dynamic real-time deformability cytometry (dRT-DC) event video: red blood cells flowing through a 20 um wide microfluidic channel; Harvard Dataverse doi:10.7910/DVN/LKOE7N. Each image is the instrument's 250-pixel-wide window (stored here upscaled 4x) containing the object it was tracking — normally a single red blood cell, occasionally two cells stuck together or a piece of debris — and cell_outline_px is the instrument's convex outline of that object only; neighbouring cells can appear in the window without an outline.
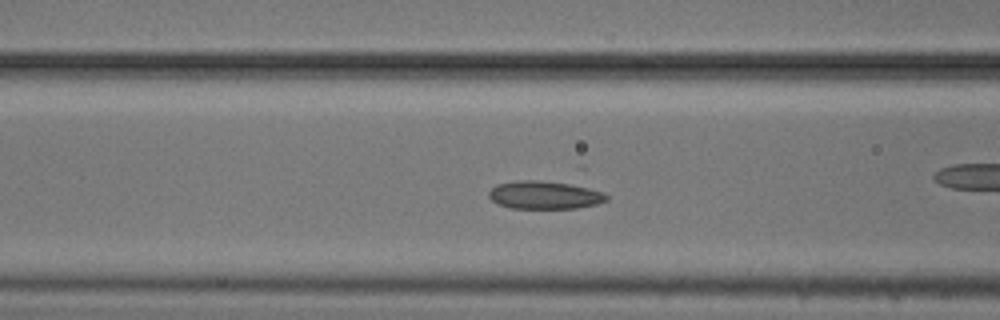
{"species": "common noctule bat (a hibernating species)", "species_latin": "Nyctalus noctula", "temperature_condition": "cold", "stored_images_in_passage": 33, "camera_frame_rate_fps": 3000, "um_per_image_px": 0.085, "animal": {"sex": "male", "body_mass_g": 20.5, "forearm_length_mm": 52.5}, "frame": {"image": 1, "passage_image": 5, "time_ms": 1.333, "image_size_px": [1000, 320], "cell_outline_px": [[608, 200], [596, 204], [576, 208], [512, 208], [496, 204], [488, 196], [488, 192], [496, 184], [516, 180], [536, 180], [580, 184], [604, 192], [608, 196]], "centroid_in_image_um": [46.31, 16.56], "position_along_channel_um": 120.3, "area_um2": 19.59}, "authors_computed_cell_mechanics": {"area_um2": 18.496, "velocity_mm_per_s": 3.6822, "shape_relaxation_time_tau1_ms": 1.8797, "shape_relaxation_time_tau2_ms": 3.5926, "deformation_change_tau1": 0.0845, "deformation_change_tau2": 0.0775}}